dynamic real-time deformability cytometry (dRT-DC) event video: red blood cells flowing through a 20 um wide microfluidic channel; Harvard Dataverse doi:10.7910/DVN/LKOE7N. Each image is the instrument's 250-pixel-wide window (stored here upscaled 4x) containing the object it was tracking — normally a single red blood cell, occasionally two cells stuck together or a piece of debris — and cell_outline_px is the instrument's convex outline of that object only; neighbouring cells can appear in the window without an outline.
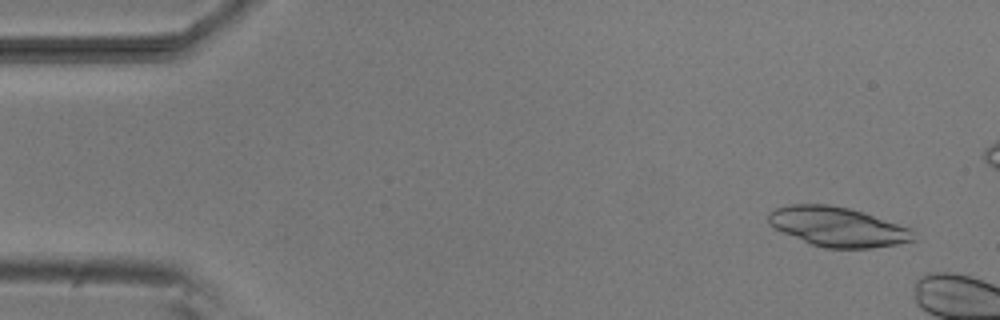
{"species": "common noctule bat (a hibernating species)", "species_latin": "Nyctalus noctula", "temperature_condition": "room temperature", "stored_images_in_passage": 7, "camera_frame_rate_fps": 3000, "um_per_image_px": 0.085, "animal": {"sex": "male", "body_mass_g": 20.5, "forearm_length_mm": 52.5}, "frame": {"image": 1, "passage_image": 3, "time_ms": 0.667, "image_size_px": [1000, 320], "cell_outline_px": [[912, 240], [896, 244], [872, 248], [824, 248], [812, 244], [784, 232], [768, 224], [768, 212], [776, 208], [792, 204], [828, 204], [848, 208], [864, 212], [912, 228]], "centroid_in_image_um": [71.19, 19.26], "position_along_channel_um": 13.8, "area_um2": 33.12}}